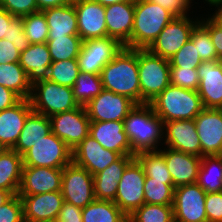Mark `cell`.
Returning a JSON list of instances; mask_svg holds the SVG:
<instances>
[{"label":"cell","mask_w":222,"mask_h":222,"mask_svg":"<svg viewBox=\"0 0 222 222\" xmlns=\"http://www.w3.org/2000/svg\"><path fill=\"white\" fill-rule=\"evenodd\" d=\"M132 156L139 152L158 151L164 140V123L149 103L136 104L123 120Z\"/></svg>","instance_id":"obj_1"},{"label":"cell","mask_w":222,"mask_h":222,"mask_svg":"<svg viewBox=\"0 0 222 222\" xmlns=\"http://www.w3.org/2000/svg\"><path fill=\"white\" fill-rule=\"evenodd\" d=\"M173 219V205L149 203H144L128 216V222H171Z\"/></svg>","instance_id":"obj_37"},{"label":"cell","mask_w":222,"mask_h":222,"mask_svg":"<svg viewBox=\"0 0 222 222\" xmlns=\"http://www.w3.org/2000/svg\"><path fill=\"white\" fill-rule=\"evenodd\" d=\"M89 135L105 149L117 152L120 155H132L123 121L91 122Z\"/></svg>","instance_id":"obj_25"},{"label":"cell","mask_w":222,"mask_h":222,"mask_svg":"<svg viewBox=\"0 0 222 222\" xmlns=\"http://www.w3.org/2000/svg\"><path fill=\"white\" fill-rule=\"evenodd\" d=\"M7 148L0 141V154H2Z\"/></svg>","instance_id":"obj_59"},{"label":"cell","mask_w":222,"mask_h":222,"mask_svg":"<svg viewBox=\"0 0 222 222\" xmlns=\"http://www.w3.org/2000/svg\"><path fill=\"white\" fill-rule=\"evenodd\" d=\"M23 205L24 222H39L58 218L64 202L61 191L37 195H19Z\"/></svg>","instance_id":"obj_21"},{"label":"cell","mask_w":222,"mask_h":222,"mask_svg":"<svg viewBox=\"0 0 222 222\" xmlns=\"http://www.w3.org/2000/svg\"><path fill=\"white\" fill-rule=\"evenodd\" d=\"M0 222H24L23 205L18 194L0 206Z\"/></svg>","instance_id":"obj_44"},{"label":"cell","mask_w":222,"mask_h":222,"mask_svg":"<svg viewBox=\"0 0 222 222\" xmlns=\"http://www.w3.org/2000/svg\"><path fill=\"white\" fill-rule=\"evenodd\" d=\"M49 118L52 132L71 149L89 135L91 121L85 106L55 114Z\"/></svg>","instance_id":"obj_12"},{"label":"cell","mask_w":222,"mask_h":222,"mask_svg":"<svg viewBox=\"0 0 222 222\" xmlns=\"http://www.w3.org/2000/svg\"><path fill=\"white\" fill-rule=\"evenodd\" d=\"M159 4L170 11L175 17L189 16L192 0H142Z\"/></svg>","instance_id":"obj_49"},{"label":"cell","mask_w":222,"mask_h":222,"mask_svg":"<svg viewBox=\"0 0 222 222\" xmlns=\"http://www.w3.org/2000/svg\"><path fill=\"white\" fill-rule=\"evenodd\" d=\"M103 90L101 76L92 73L79 72L72 91L79 106H86L94 97Z\"/></svg>","instance_id":"obj_34"},{"label":"cell","mask_w":222,"mask_h":222,"mask_svg":"<svg viewBox=\"0 0 222 222\" xmlns=\"http://www.w3.org/2000/svg\"><path fill=\"white\" fill-rule=\"evenodd\" d=\"M170 68L197 69L203 62L198 55L197 45L188 40L183 47L169 60Z\"/></svg>","instance_id":"obj_42"},{"label":"cell","mask_w":222,"mask_h":222,"mask_svg":"<svg viewBox=\"0 0 222 222\" xmlns=\"http://www.w3.org/2000/svg\"><path fill=\"white\" fill-rule=\"evenodd\" d=\"M61 194L65 202L83 209L95 198L93 175L71 162L63 167Z\"/></svg>","instance_id":"obj_11"},{"label":"cell","mask_w":222,"mask_h":222,"mask_svg":"<svg viewBox=\"0 0 222 222\" xmlns=\"http://www.w3.org/2000/svg\"><path fill=\"white\" fill-rule=\"evenodd\" d=\"M63 168L23 166L18 195L61 191Z\"/></svg>","instance_id":"obj_17"},{"label":"cell","mask_w":222,"mask_h":222,"mask_svg":"<svg viewBox=\"0 0 222 222\" xmlns=\"http://www.w3.org/2000/svg\"><path fill=\"white\" fill-rule=\"evenodd\" d=\"M29 100L34 112L47 117L79 107L74 98L72 87L59 85L48 79L32 85Z\"/></svg>","instance_id":"obj_6"},{"label":"cell","mask_w":222,"mask_h":222,"mask_svg":"<svg viewBox=\"0 0 222 222\" xmlns=\"http://www.w3.org/2000/svg\"><path fill=\"white\" fill-rule=\"evenodd\" d=\"M21 98L13 91L0 85V111L17 104Z\"/></svg>","instance_id":"obj_52"},{"label":"cell","mask_w":222,"mask_h":222,"mask_svg":"<svg viewBox=\"0 0 222 222\" xmlns=\"http://www.w3.org/2000/svg\"><path fill=\"white\" fill-rule=\"evenodd\" d=\"M198 94L204 108L222 109V61H203L197 68Z\"/></svg>","instance_id":"obj_20"},{"label":"cell","mask_w":222,"mask_h":222,"mask_svg":"<svg viewBox=\"0 0 222 222\" xmlns=\"http://www.w3.org/2000/svg\"><path fill=\"white\" fill-rule=\"evenodd\" d=\"M196 183L206 193L222 192V155L202 157Z\"/></svg>","instance_id":"obj_32"},{"label":"cell","mask_w":222,"mask_h":222,"mask_svg":"<svg viewBox=\"0 0 222 222\" xmlns=\"http://www.w3.org/2000/svg\"><path fill=\"white\" fill-rule=\"evenodd\" d=\"M149 104L163 123L173 120L195 119L204 109L197 91L173 85H169Z\"/></svg>","instance_id":"obj_4"},{"label":"cell","mask_w":222,"mask_h":222,"mask_svg":"<svg viewBox=\"0 0 222 222\" xmlns=\"http://www.w3.org/2000/svg\"><path fill=\"white\" fill-rule=\"evenodd\" d=\"M145 179L142 165L134 158L123 171L113 201L127 217L145 203Z\"/></svg>","instance_id":"obj_8"},{"label":"cell","mask_w":222,"mask_h":222,"mask_svg":"<svg viewBox=\"0 0 222 222\" xmlns=\"http://www.w3.org/2000/svg\"><path fill=\"white\" fill-rule=\"evenodd\" d=\"M49 27L47 40L54 37L78 35V22L73 2L42 10Z\"/></svg>","instance_id":"obj_28"},{"label":"cell","mask_w":222,"mask_h":222,"mask_svg":"<svg viewBox=\"0 0 222 222\" xmlns=\"http://www.w3.org/2000/svg\"><path fill=\"white\" fill-rule=\"evenodd\" d=\"M164 130L163 144L167 148L202 157L194 119L164 122Z\"/></svg>","instance_id":"obj_19"},{"label":"cell","mask_w":222,"mask_h":222,"mask_svg":"<svg viewBox=\"0 0 222 222\" xmlns=\"http://www.w3.org/2000/svg\"><path fill=\"white\" fill-rule=\"evenodd\" d=\"M194 121L202 157L222 155V109L204 108Z\"/></svg>","instance_id":"obj_15"},{"label":"cell","mask_w":222,"mask_h":222,"mask_svg":"<svg viewBox=\"0 0 222 222\" xmlns=\"http://www.w3.org/2000/svg\"><path fill=\"white\" fill-rule=\"evenodd\" d=\"M123 47L117 39L108 36L83 41L77 57L79 70L83 73L100 75L102 69Z\"/></svg>","instance_id":"obj_10"},{"label":"cell","mask_w":222,"mask_h":222,"mask_svg":"<svg viewBox=\"0 0 222 222\" xmlns=\"http://www.w3.org/2000/svg\"><path fill=\"white\" fill-rule=\"evenodd\" d=\"M20 52L13 43L0 40V64L19 63Z\"/></svg>","instance_id":"obj_50"},{"label":"cell","mask_w":222,"mask_h":222,"mask_svg":"<svg viewBox=\"0 0 222 222\" xmlns=\"http://www.w3.org/2000/svg\"><path fill=\"white\" fill-rule=\"evenodd\" d=\"M70 2V0H36L39 11L47 8L62 6Z\"/></svg>","instance_id":"obj_54"},{"label":"cell","mask_w":222,"mask_h":222,"mask_svg":"<svg viewBox=\"0 0 222 222\" xmlns=\"http://www.w3.org/2000/svg\"><path fill=\"white\" fill-rule=\"evenodd\" d=\"M205 211L208 222H222V192L206 193Z\"/></svg>","instance_id":"obj_47"},{"label":"cell","mask_w":222,"mask_h":222,"mask_svg":"<svg viewBox=\"0 0 222 222\" xmlns=\"http://www.w3.org/2000/svg\"><path fill=\"white\" fill-rule=\"evenodd\" d=\"M134 158L135 156L132 155H121L103 171L93 176V187L97 200H115L123 171Z\"/></svg>","instance_id":"obj_26"},{"label":"cell","mask_w":222,"mask_h":222,"mask_svg":"<svg viewBox=\"0 0 222 222\" xmlns=\"http://www.w3.org/2000/svg\"><path fill=\"white\" fill-rule=\"evenodd\" d=\"M52 63L47 43L30 44L20 53L19 65L28 75L29 82L34 83L48 79Z\"/></svg>","instance_id":"obj_27"},{"label":"cell","mask_w":222,"mask_h":222,"mask_svg":"<svg viewBox=\"0 0 222 222\" xmlns=\"http://www.w3.org/2000/svg\"><path fill=\"white\" fill-rule=\"evenodd\" d=\"M76 10L78 35L83 41L107 37L105 6L94 0L72 1Z\"/></svg>","instance_id":"obj_18"},{"label":"cell","mask_w":222,"mask_h":222,"mask_svg":"<svg viewBox=\"0 0 222 222\" xmlns=\"http://www.w3.org/2000/svg\"><path fill=\"white\" fill-rule=\"evenodd\" d=\"M212 14L207 18L201 19L200 23L207 29L210 34L212 43L216 49V54L219 60L222 61V26L218 24L212 17Z\"/></svg>","instance_id":"obj_48"},{"label":"cell","mask_w":222,"mask_h":222,"mask_svg":"<svg viewBox=\"0 0 222 222\" xmlns=\"http://www.w3.org/2000/svg\"><path fill=\"white\" fill-rule=\"evenodd\" d=\"M14 18L8 11L0 8V40L8 38L10 21Z\"/></svg>","instance_id":"obj_53"},{"label":"cell","mask_w":222,"mask_h":222,"mask_svg":"<svg viewBox=\"0 0 222 222\" xmlns=\"http://www.w3.org/2000/svg\"><path fill=\"white\" fill-rule=\"evenodd\" d=\"M103 89L140 104L137 49L123 47L101 71Z\"/></svg>","instance_id":"obj_2"},{"label":"cell","mask_w":222,"mask_h":222,"mask_svg":"<svg viewBox=\"0 0 222 222\" xmlns=\"http://www.w3.org/2000/svg\"><path fill=\"white\" fill-rule=\"evenodd\" d=\"M175 16L154 2L135 0L134 24L130 40L124 47L147 49Z\"/></svg>","instance_id":"obj_3"},{"label":"cell","mask_w":222,"mask_h":222,"mask_svg":"<svg viewBox=\"0 0 222 222\" xmlns=\"http://www.w3.org/2000/svg\"><path fill=\"white\" fill-rule=\"evenodd\" d=\"M164 157L167 169L171 174L174 189L197 182L202 157L170 148L158 150Z\"/></svg>","instance_id":"obj_22"},{"label":"cell","mask_w":222,"mask_h":222,"mask_svg":"<svg viewBox=\"0 0 222 222\" xmlns=\"http://www.w3.org/2000/svg\"><path fill=\"white\" fill-rule=\"evenodd\" d=\"M214 7H217V9L214 11L215 13H212L213 15L211 16L218 24L222 26V2L217 3L213 5Z\"/></svg>","instance_id":"obj_55"},{"label":"cell","mask_w":222,"mask_h":222,"mask_svg":"<svg viewBox=\"0 0 222 222\" xmlns=\"http://www.w3.org/2000/svg\"><path fill=\"white\" fill-rule=\"evenodd\" d=\"M79 72L77 59L52 61L48 71V80L59 85L72 87Z\"/></svg>","instance_id":"obj_39"},{"label":"cell","mask_w":222,"mask_h":222,"mask_svg":"<svg viewBox=\"0 0 222 222\" xmlns=\"http://www.w3.org/2000/svg\"><path fill=\"white\" fill-rule=\"evenodd\" d=\"M140 104L150 103L170 85V62L148 49H137Z\"/></svg>","instance_id":"obj_5"},{"label":"cell","mask_w":222,"mask_h":222,"mask_svg":"<svg viewBox=\"0 0 222 222\" xmlns=\"http://www.w3.org/2000/svg\"><path fill=\"white\" fill-rule=\"evenodd\" d=\"M57 220L59 222H82V209L64 201Z\"/></svg>","instance_id":"obj_51"},{"label":"cell","mask_w":222,"mask_h":222,"mask_svg":"<svg viewBox=\"0 0 222 222\" xmlns=\"http://www.w3.org/2000/svg\"><path fill=\"white\" fill-rule=\"evenodd\" d=\"M189 16L175 17L147 48L154 55L170 60L190 40L191 31L200 22Z\"/></svg>","instance_id":"obj_9"},{"label":"cell","mask_w":222,"mask_h":222,"mask_svg":"<svg viewBox=\"0 0 222 222\" xmlns=\"http://www.w3.org/2000/svg\"><path fill=\"white\" fill-rule=\"evenodd\" d=\"M4 39L13 43L20 53L30 45L24 33V25L22 17H14L10 21L8 38Z\"/></svg>","instance_id":"obj_46"},{"label":"cell","mask_w":222,"mask_h":222,"mask_svg":"<svg viewBox=\"0 0 222 222\" xmlns=\"http://www.w3.org/2000/svg\"><path fill=\"white\" fill-rule=\"evenodd\" d=\"M135 14V0L105 6L107 36L123 46L130 40Z\"/></svg>","instance_id":"obj_23"},{"label":"cell","mask_w":222,"mask_h":222,"mask_svg":"<svg viewBox=\"0 0 222 222\" xmlns=\"http://www.w3.org/2000/svg\"><path fill=\"white\" fill-rule=\"evenodd\" d=\"M135 105L128 97L103 89L85 109L91 122L123 121Z\"/></svg>","instance_id":"obj_14"},{"label":"cell","mask_w":222,"mask_h":222,"mask_svg":"<svg viewBox=\"0 0 222 222\" xmlns=\"http://www.w3.org/2000/svg\"><path fill=\"white\" fill-rule=\"evenodd\" d=\"M94 1H96L97 3H100L103 6H108L115 3H121L124 1H131V0H94Z\"/></svg>","instance_id":"obj_57"},{"label":"cell","mask_w":222,"mask_h":222,"mask_svg":"<svg viewBox=\"0 0 222 222\" xmlns=\"http://www.w3.org/2000/svg\"><path fill=\"white\" fill-rule=\"evenodd\" d=\"M135 158L142 165L146 177L154 180H166V184L174 188L165 157L159 151L139 152Z\"/></svg>","instance_id":"obj_35"},{"label":"cell","mask_w":222,"mask_h":222,"mask_svg":"<svg viewBox=\"0 0 222 222\" xmlns=\"http://www.w3.org/2000/svg\"><path fill=\"white\" fill-rule=\"evenodd\" d=\"M145 203L157 205H173L174 188L166 184V180H154L146 177L144 183Z\"/></svg>","instance_id":"obj_38"},{"label":"cell","mask_w":222,"mask_h":222,"mask_svg":"<svg viewBox=\"0 0 222 222\" xmlns=\"http://www.w3.org/2000/svg\"><path fill=\"white\" fill-rule=\"evenodd\" d=\"M51 132L50 118L32 111L25 120L24 127L13 150L23 155L35 143Z\"/></svg>","instance_id":"obj_29"},{"label":"cell","mask_w":222,"mask_h":222,"mask_svg":"<svg viewBox=\"0 0 222 222\" xmlns=\"http://www.w3.org/2000/svg\"><path fill=\"white\" fill-rule=\"evenodd\" d=\"M204 1H206L210 6H213V5L217 4V3H221L222 2V0H204Z\"/></svg>","instance_id":"obj_58"},{"label":"cell","mask_w":222,"mask_h":222,"mask_svg":"<svg viewBox=\"0 0 222 222\" xmlns=\"http://www.w3.org/2000/svg\"><path fill=\"white\" fill-rule=\"evenodd\" d=\"M24 33L30 44L46 43L49 34L46 17L42 11L22 17Z\"/></svg>","instance_id":"obj_40"},{"label":"cell","mask_w":222,"mask_h":222,"mask_svg":"<svg viewBox=\"0 0 222 222\" xmlns=\"http://www.w3.org/2000/svg\"><path fill=\"white\" fill-rule=\"evenodd\" d=\"M39 222H59L57 219L54 220H46V221H39Z\"/></svg>","instance_id":"obj_60"},{"label":"cell","mask_w":222,"mask_h":222,"mask_svg":"<svg viewBox=\"0 0 222 222\" xmlns=\"http://www.w3.org/2000/svg\"><path fill=\"white\" fill-rule=\"evenodd\" d=\"M199 81L197 69L170 68V85L197 91Z\"/></svg>","instance_id":"obj_43"},{"label":"cell","mask_w":222,"mask_h":222,"mask_svg":"<svg viewBox=\"0 0 222 222\" xmlns=\"http://www.w3.org/2000/svg\"><path fill=\"white\" fill-rule=\"evenodd\" d=\"M82 222H128V217L109 200H97L82 209Z\"/></svg>","instance_id":"obj_33"},{"label":"cell","mask_w":222,"mask_h":222,"mask_svg":"<svg viewBox=\"0 0 222 222\" xmlns=\"http://www.w3.org/2000/svg\"><path fill=\"white\" fill-rule=\"evenodd\" d=\"M13 195L5 189L0 188V206L7 202Z\"/></svg>","instance_id":"obj_56"},{"label":"cell","mask_w":222,"mask_h":222,"mask_svg":"<svg viewBox=\"0 0 222 222\" xmlns=\"http://www.w3.org/2000/svg\"><path fill=\"white\" fill-rule=\"evenodd\" d=\"M120 156L117 152L105 149L91 135L72 149V162L85 168L93 176L103 171Z\"/></svg>","instance_id":"obj_16"},{"label":"cell","mask_w":222,"mask_h":222,"mask_svg":"<svg viewBox=\"0 0 222 222\" xmlns=\"http://www.w3.org/2000/svg\"><path fill=\"white\" fill-rule=\"evenodd\" d=\"M190 39L197 45L198 55L202 61L219 60L207 29L199 22L191 31Z\"/></svg>","instance_id":"obj_41"},{"label":"cell","mask_w":222,"mask_h":222,"mask_svg":"<svg viewBox=\"0 0 222 222\" xmlns=\"http://www.w3.org/2000/svg\"><path fill=\"white\" fill-rule=\"evenodd\" d=\"M205 198L206 192L197 183L175 188L174 219L179 222H208Z\"/></svg>","instance_id":"obj_13"},{"label":"cell","mask_w":222,"mask_h":222,"mask_svg":"<svg viewBox=\"0 0 222 222\" xmlns=\"http://www.w3.org/2000/svg\"><path fill=\"white\" fill-rule=\"evenodd\" d=\"M83 40L79 35H68L54 37V40H47V45L52 61H63L77 59Z\"/></svg>","instance_id":"obj_36"},{"label":"cell","mask_w":222,"mask_h":222,"mask_svg":"<svg viewBox=\"0 0 222 222\" xmlns=\"http://www.w3.org/2000/svg\"><path fill=\"white\" fill-rule=\"evenodd\" d=\"M0 85L15 92L21 99H29L32 84L19 63L0 64Z\"/></svg>","instance_id":"obj_31"},{"label":"cell","mask_w":222,"mask_h":222,"mask_svg":"<svg viewBox=\"0 0 222 222\" xmlns=\"http://www.w3.org/2000/svg\"><path fill=\"white\" fill-rule=\"evenodd\" d=\"M23 168L22 155L13 149L0 154V188L16 195L19 190Z\"/></svg>","instance_id":"obj_30"},{"label":"cell","mask_w":222,"mask_h":222,"mask_svg":"<svg viewBox=\"0 0 222 222\" xmlns=\"http://www.w3.org/2000/svg\"><path fill=\"white\" fill-rule=\"evenodd\" d=\"M0 8L14 17H24L39 11L36 0H0Z\"/></svg>","instance_id":"obj_45"},{"label":"cell","mask_w":222,"mask_h":222,"mask_svg":"<svg viewBox=\"0 0 222 222\" xmlns=\"http://www.w3.org/2000/svg\"><path fill=\"white\" fill-rule=\"evenodd\" d=\"M32 111L29 99H21L12 107L0 111V141L7 149L14 148L25 120Z\"/></svg>","instance_id":"obj_24"},{"label":"cell","mask_w":222,"mask_h":222,"mask_svg":"<svg viewBox=\"0 0 222 222\" xmlns=\"http://www.w3.org/2000/svg\"><path fill=\"white\" fill-rule=\"evenodd\" d=\"M22 160L23 166L63 168L72 162V149L51 132L29 148Z\"/></svg>","instance_id":"obj_7"}]
</instances>
